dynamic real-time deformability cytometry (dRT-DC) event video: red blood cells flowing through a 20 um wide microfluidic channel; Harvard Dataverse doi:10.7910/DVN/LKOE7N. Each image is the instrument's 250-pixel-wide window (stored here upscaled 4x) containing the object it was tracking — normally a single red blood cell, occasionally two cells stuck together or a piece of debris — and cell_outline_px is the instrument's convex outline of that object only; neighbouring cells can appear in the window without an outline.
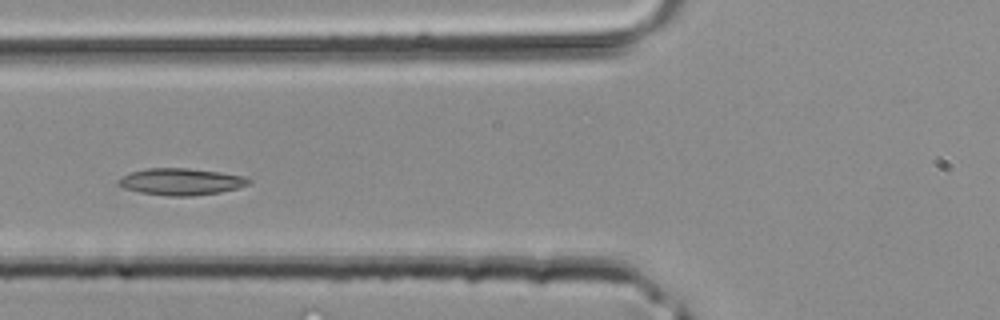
{"species": "common noctule bat (a hibernating species)", "species_latin": "Nyctalus noctula", "temperature_condition": "room temperature", "stored_images_in_passage": 36, "camera_frame_rate_fps": 3000, "um_per_image_px": 0.085, "animal": {"sex": "male", "body_mass_g": 20.4}, "frame": {"image": 1, "passage_image": 11, "time_ms": 3.333, "image_size_px": [1000, 320], "cell_outline_px": [[252, 180], [248, 184], [236, 188], [220, 192], [192, 196], [168, 196], [140, 192], [124, 188], [116, 184], [116, 180], [120, 176], [144, 168], [188, 168], [220, 172], [244, 176]], "centroid_in_image_um": [15.33, 15.44], "position_along_channel_um": 110.5, "area_um2": 20.4}}
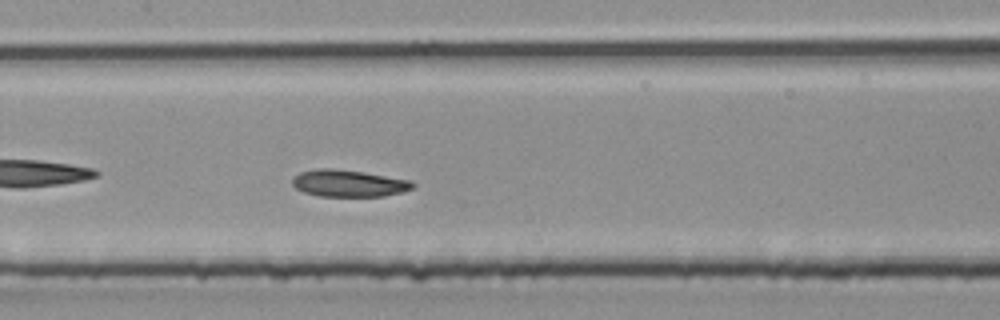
{"frame": {"image": 2, "passage_image": 15, "time_ms": 4.667, "image_size_px": [1000, 320], "cell_outline_px": [[416, 188], [404, 192], [384, 196], [320, 196], [304, 192], [296, 188], [292, 184], [292, 176], [300, 172], [320, 168], [332, 168], [360, 172], [408, 180], [416, 184]], "centroid_in_image_um": [29.63, 15.59], "position_along_channel_um": 177.8, "area_um2": 18.79}}
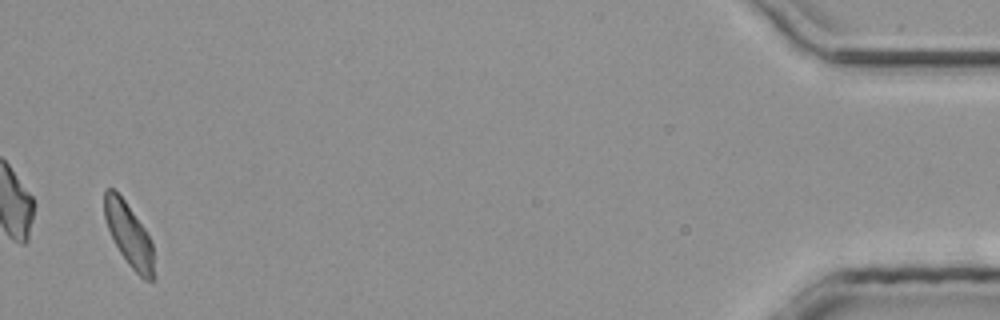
{"frame": {"image": 3, "passage_image": 35, "time_ms": 11.333, "image_size_px": [1000, 320], "cell_outline_px": [[152, 280], [144, 280], [128, 264], [120, 252], [108, 228], [104, 216], [104, 188], [112, 188], [124, 200], [144, 228], [152, 240]], "centroid_in_image_um": [10.93, 19.91], "position_along_channel_um": 424.3, "area_um2": 17.63}}